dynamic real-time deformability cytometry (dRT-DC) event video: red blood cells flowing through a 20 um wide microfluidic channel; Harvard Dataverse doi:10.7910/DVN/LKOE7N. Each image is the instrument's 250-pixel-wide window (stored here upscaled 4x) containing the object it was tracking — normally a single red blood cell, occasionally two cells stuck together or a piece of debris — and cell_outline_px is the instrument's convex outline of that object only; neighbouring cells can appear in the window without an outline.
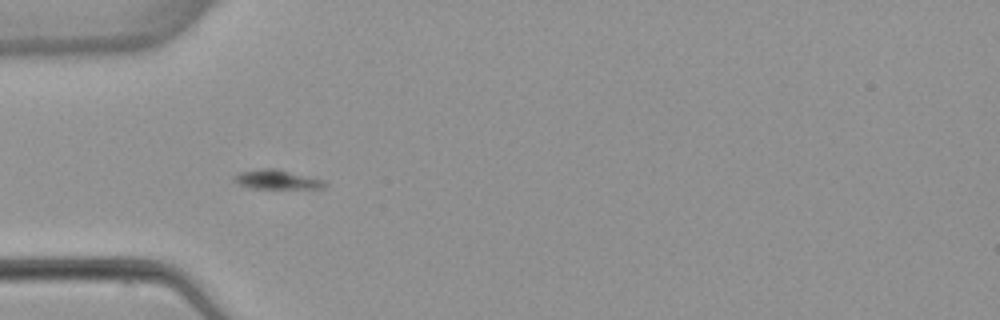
{"species": "common noctule bat (a hibernating species)", "species_latin": "Nyctalus noctula", "temperature_condition": "warm", "stored_images_in_passage": 7, "camera_frame_rate_fps": 3000, "um_per_image_px": 0.085, "animal": {"sex": "female", "body_mass_g": 22.7, "forearm_length_mm": 54.2}, "frame": {"image": 1, "passage_image": 6, "time_ms": 6.0, "image_size_px": [1000, 320], "cell_outline_px": [[328, 184], [324, 188], [252, 188], [240, 184], [232, 180], [232, 176], [240, 172], [264, 168], [276, 168], [324, 180]], "centroid_in_image_um": [23.54, 15.25], "position_along_channel_um": 61.5, "area_um2": 10.12}}
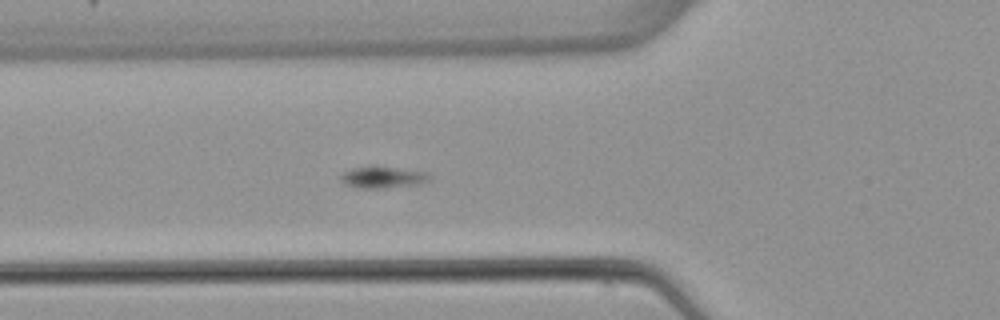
{"frame": {"image": 2, "passage_image": 7, "time_ms": 7.0, "image_size_px": [1000, 320], "cell_outline_px": [[432, 176], [428, 180], [420, 184], [384, 188], [356, 188], [344, 184], [340, 180], [340, 176], [344, 172], [352, 168], [392, 168], [428, 172]], "centroid_in_image_um": [32.54, 15.11], "position_along_channel_um": 93.3, "area_um2": 10.81}}